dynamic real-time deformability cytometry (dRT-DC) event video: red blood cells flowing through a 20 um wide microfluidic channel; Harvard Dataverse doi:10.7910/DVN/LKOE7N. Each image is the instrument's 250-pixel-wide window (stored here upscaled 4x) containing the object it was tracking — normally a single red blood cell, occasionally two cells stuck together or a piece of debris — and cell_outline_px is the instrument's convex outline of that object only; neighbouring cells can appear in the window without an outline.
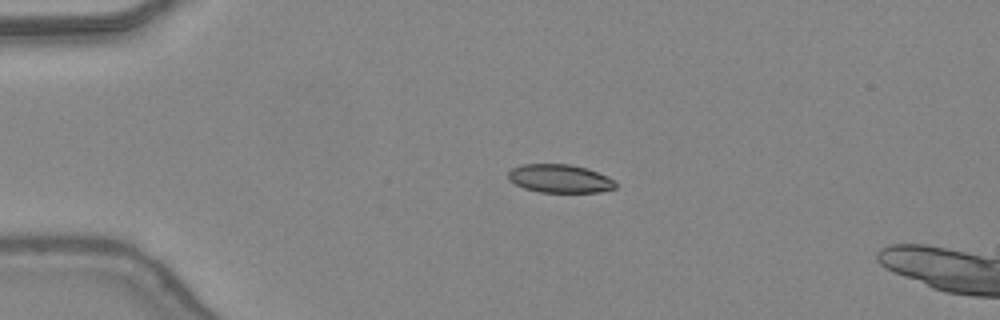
{"species": "common noctule bat (a hibernating species)", "species_latin": "Nyctalus noctula", "temperature_condition": "warm", "stored_images_in_passage": 38, "segment_of_instrument_passage": [1, 2], "camera_frame_rate_fps": 3000, "um_per_image_px": 0.085, "animal": {"sex": "female", "body_mass_g": 24.6, "forearm_length_mm": 56.2}, "frame": {"image": 1, "passage_image": 1, "time_ms": 0.0, "image_size_px": [1000, 320], "cell_outline_px": [[616, 188], [600, 192], [540, 192], [524, 188], [508, 180], [508, 172], [512, 168], [524, 164], [568, 164], [588, 168], [608, 176], [616, 184]], "centroid_in_image_um": [47.59, 15.18], "position_along_channel_um": 37.4, "area_um2": 17.74}}
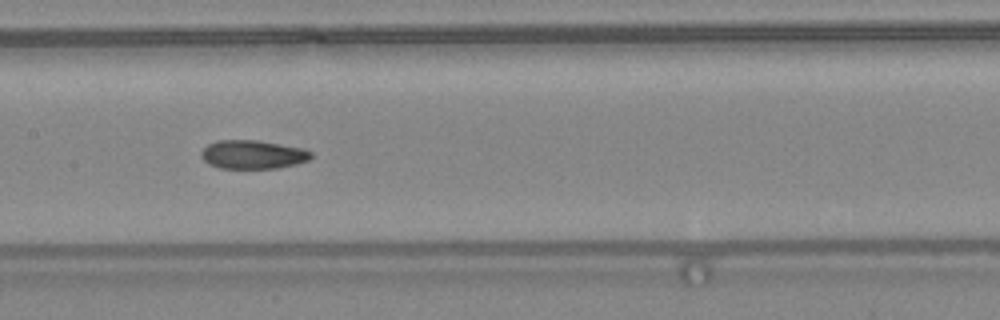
{"frame": {"image": 2, "passage_image": 14, "time_ms": 4.333, "image_size_px": [1000, 320], "cell_outline_px": [[312, 156], [308, 160], [276, 168], [220, 168], [208, 164], [200, 156], [200, 152], [208, 144], [216, 140], [256, 140], [300, 148], [312, 152]], "centroid_in_image_um": [21.42, 13.13], "position_along_channel_um": 186.0, "area_um2": 18.09}}
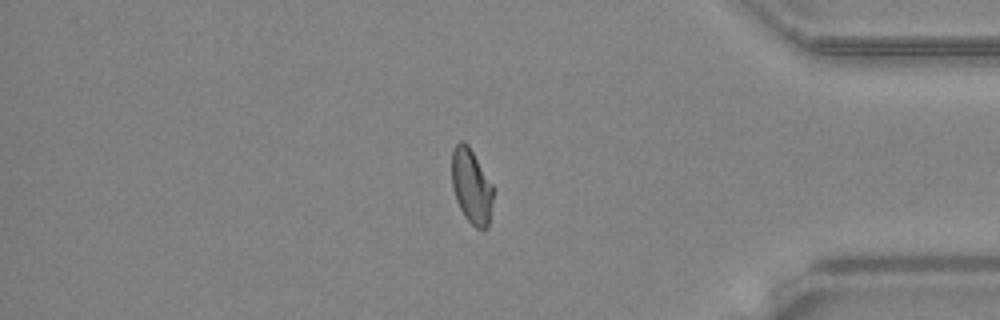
{"frame": {"image": 3, "passage_image": 30, "time_ms": 9.667, "image_size_px": [1000, 320], "cell_outline_px": [[492, 200], [488, 228], [484, 232], [476, 228], [464, 216], [456, 200], [452, 188], [452, 148], [460, 140], [464, 140], [468, 144], [492, 184]], "centroid_in_image_um": [40.05, 15.84], "position_along_channel_um": 395.1, "area_um2": 18.09}}